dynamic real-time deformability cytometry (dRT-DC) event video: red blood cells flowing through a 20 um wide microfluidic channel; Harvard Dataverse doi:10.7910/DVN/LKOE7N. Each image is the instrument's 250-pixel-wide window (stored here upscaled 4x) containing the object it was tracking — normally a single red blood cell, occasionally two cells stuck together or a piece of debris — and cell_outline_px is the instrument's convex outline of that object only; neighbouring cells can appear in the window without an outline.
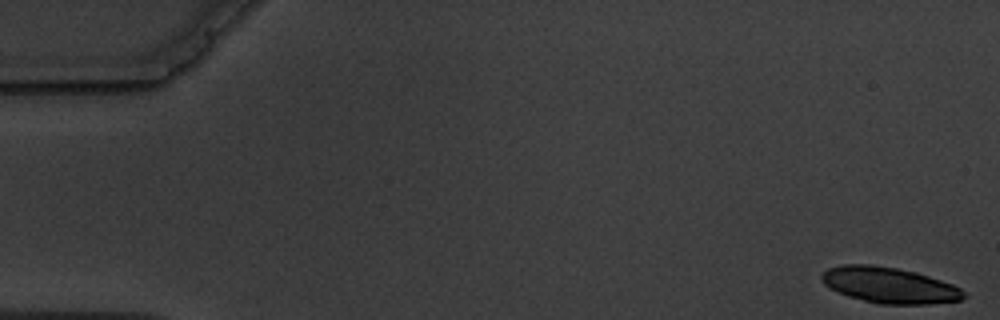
{"species": "common noctule bat (a hibernating species)", "species_latin": "Nyctalus noctula", "temperature_condition": "warm", "stored_images_in_passage": 5, "camera_frame_rate_fps": 3000, "um_per_image_px": 0.085, "animal": {"sex": "male", "body_mass_g": 19.5, "forearm_length_mm": 54.6}, "frame": {"image": 1, "passage_image": 1, "time_ms": 0.0, "image_size_px": [1000, 320], "cell_outline_px": [[968, 296], [960, 300], [928, 304], [880, 304], [848, 296], [824, 284], [820, 280], [820, 276], [828, 268], [840, 264], [872, 264], [896, 268], [916, 272], [952, 284], [960, 288]], "centroid_in_image_um": [75.59, 24.23], "position_along_channel_um": 9.4, "area_um2": 29.59}}
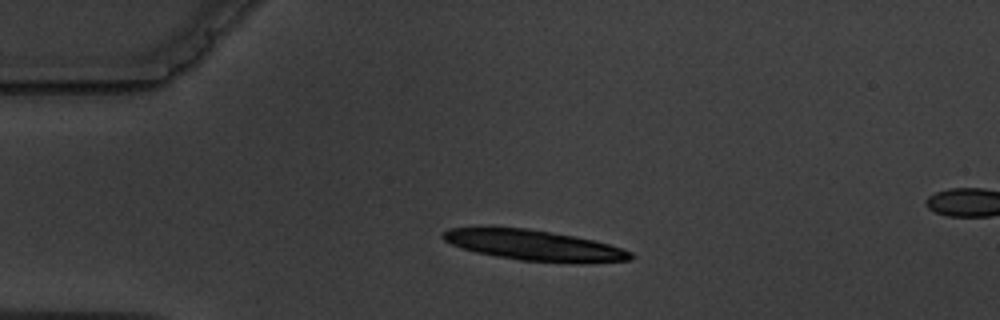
{"frame": {"image": 2, "passage_image": 4, "time_ms": 4.0, "image_size_px": [1000, 320], "cell_outline_px": [[636, 256], [632, 260], [520, 260], [496, 256], [476, 252], [460, 248], [444, 240], [440, 236], [448, 228], [528, 228], [576, 236], [624, 248], [632, 252]], "centroid_in_image_um": [45.31, 20.8], "position_along_channel_um": 39.7, "area_um2": 31.91}}